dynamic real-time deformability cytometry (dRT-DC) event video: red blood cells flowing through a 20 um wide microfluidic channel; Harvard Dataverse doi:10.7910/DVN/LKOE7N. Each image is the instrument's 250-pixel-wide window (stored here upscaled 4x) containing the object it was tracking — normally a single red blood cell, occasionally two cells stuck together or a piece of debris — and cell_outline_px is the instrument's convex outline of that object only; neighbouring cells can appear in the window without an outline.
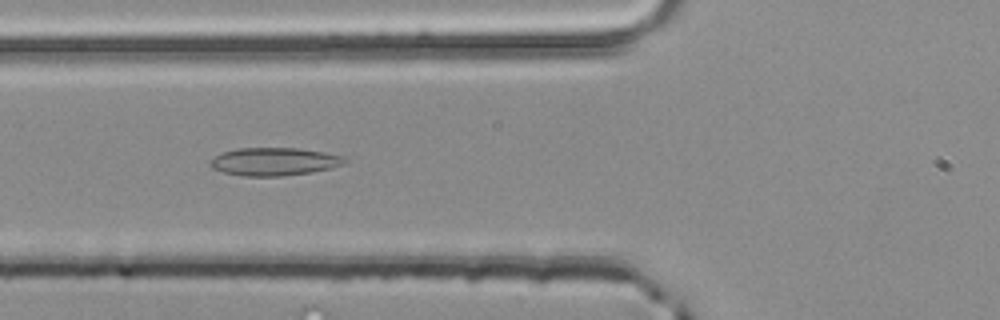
{"species": "common noctule bat (a hibernating species)", "species_latin": "Nyctalus noctula", "temperature_condition": "room temperature", "stored_images_in_passage": 41, "camera_frame_rate_fps": 3000, "um_per_image_px": 0.085, "animal": {"sex": "male", "body_mass_g": 20.4}, "frame": {"image": 1, "passage_image": 14, "time_ms": 4.333, "image_size_px": [1000, 320], "cell_outline_px": [[348, 160], [344, 164], [332, 168], [312, 172], [284, 176], [244, 176], [224, 172], [212, 168], [208, 164], [220, 152], [236, 148], [300, 148], [324, 152], [340, 156]], "centroid_in_image_um": [23.3, 13.73], "position_along_channel_um": 102.5, "area_um2": 21.96}}
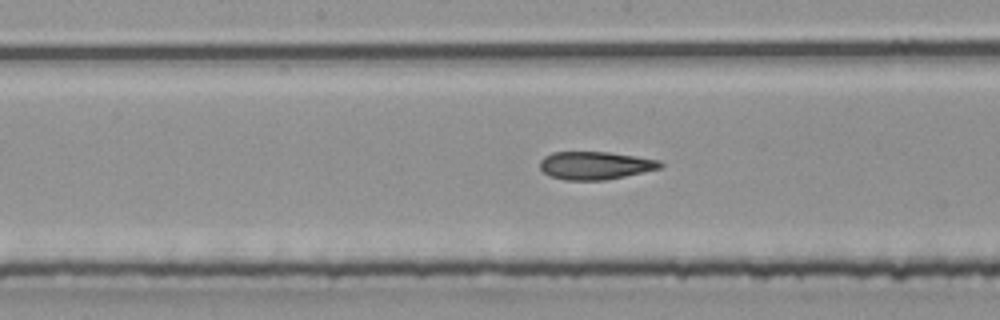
{"frame": {"image": 2, "passage_image": 21, "time_ms": 6.667, "image_size_px": [1000, 320], "cell_outline_px": [[664, 164], [660, 168], [644, 172], [604, 180], [564, 180], [548, 176], [540, 168], [540, 160], [544, 156], [552, 152], [608, 152], [636, 156], [660, 160]], "centroid_in_image_um": [50.58, 14.06], "position_along_channel_um": 197.6, "area_um2": 19.65}}
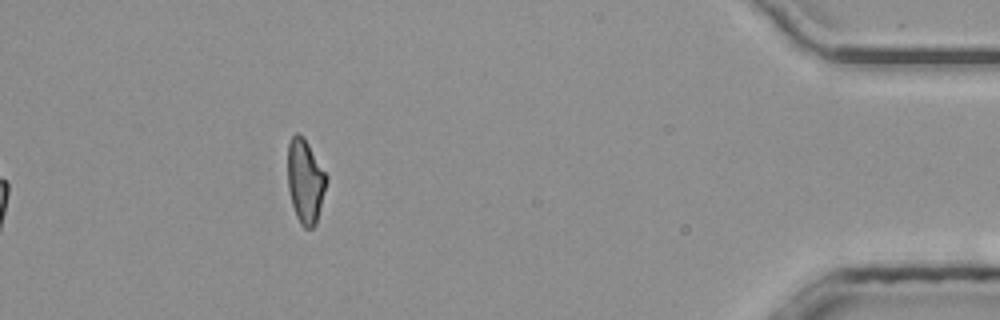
{"frame": {"image": 3, "passage_image": 41, "time_ms": 13.333, "image_size_px": [1000, 320], "cell_outline_px": [[328, 180], [316, 224], [312, 228], [304, 228], [300, 224], [296, 216], [292, 204], [288, 188], [288, 144], [292, 136], [296, 132], [300, 132], [304, 136], [328, 176]], "centroid_in_image_um": [25.96, 15.38], "position_along_channel_um": 409.2, "area_um2": 19.19}, "authors_computed_cell_mechanics": {"area_um2": 19.9988, "velocity_mm_per_s": 4.0547, "shape_relaxation_time_tau1_ms": null, "shape_relaxation_time_tau2_ms": 4.4953, "deformation_change_tau1": null, "deformation_change_tau2": 0.1334}}